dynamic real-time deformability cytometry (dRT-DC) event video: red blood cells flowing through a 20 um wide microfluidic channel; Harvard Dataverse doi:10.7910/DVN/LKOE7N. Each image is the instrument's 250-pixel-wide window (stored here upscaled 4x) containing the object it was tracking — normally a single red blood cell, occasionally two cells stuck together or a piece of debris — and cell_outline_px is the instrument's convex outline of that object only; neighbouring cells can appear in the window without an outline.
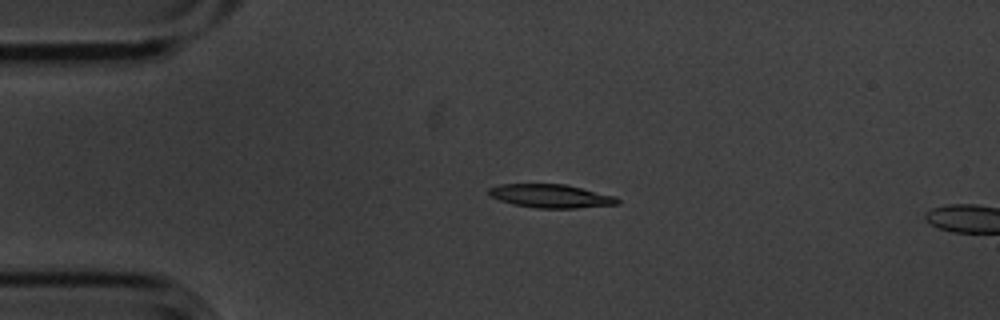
{"species": "common noctule bat (a hibernating species)", "species_latin": "Nyctalus noctula", "temperature_condition": "cold", "stored_images_in_passage": 2, "camera_frame_rate_fps": 3000, "um_per_image_px": 0.085, "animal": {"sex": "male", "body_mass_g": 20.1, "forearm_length_mm": 53.5}, "frame": {"image": 1, "passage_image": 1, "time_ms": 0.0, "image_size_px": [1000, 320], "cell_outline_px": [[620, 204], [576, 208], [536, 208], [512, 204], [488, 196], [488, 188], [500, 184], [568, 184], [616, 196], [620, 200]], "centroid_in_image_um": [46.83, 16.66], "position_along_channel_um": 38.2, "area_um2": 17.86}}